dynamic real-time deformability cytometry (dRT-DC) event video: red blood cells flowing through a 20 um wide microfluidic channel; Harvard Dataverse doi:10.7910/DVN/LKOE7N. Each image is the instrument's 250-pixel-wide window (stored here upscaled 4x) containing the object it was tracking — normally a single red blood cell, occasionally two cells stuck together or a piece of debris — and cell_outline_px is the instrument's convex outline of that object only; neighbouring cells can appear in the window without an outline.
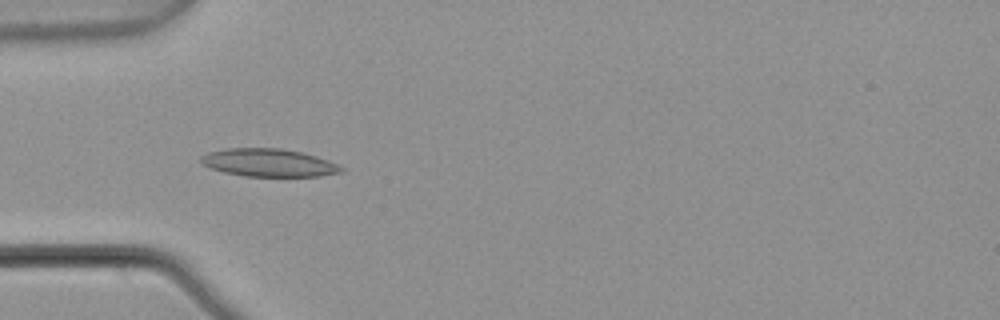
{"species": "common noctule bat (a hibernating species)", "species_latin": "Nyctalus noctula", "temperature_condition": "warm", "stored_images_in_passage": 5, "camera_frame_rate_fps": 3000, "um_per_image_px": 0.085, "animal": {"sex": "male", "body_mass_g": 21.5, "forearm_length_mm": 52.0}, "frame": {"image": 1, "passage_image": 4, "time_ms": 1.0, "image_size_px": [1000, 320], "cell_outline_px": [[344, 172], [320, 176], [244, 176], [224, 172], [208, 168], [200, 164], [200, 156], [208, 152], [224, 148], [280, 148], [304, 152], [328, 160], [344, 168]], "centroid_in_image_um": [22.8, 13.82], "position_along_channel_um": 62.2, "area_um2": 23.06}}
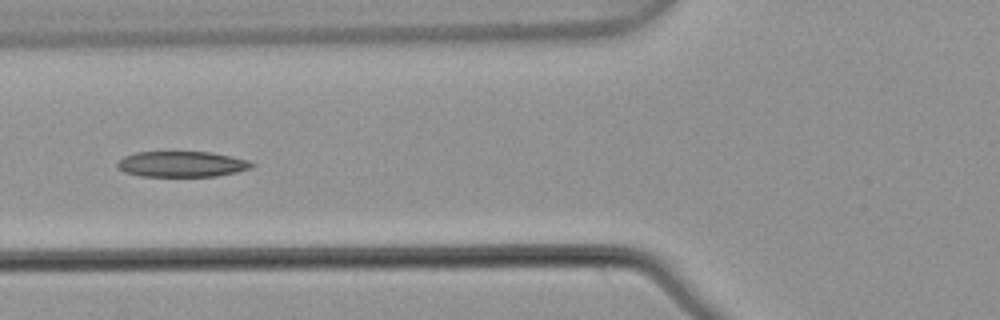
{"frame": {"image": 2, "passage_image": 5, "time_ms": 1.333, "image_size_px": [1000, 320], "cell_outline_px": [[256, 164], [252, 168], [236, 172], [216, 176], [140, 176], [124, 172], [116, 168], [116, 164], [124, 156], [136, 152], [212, 152], [248, 160]], "centroid_in_image_um": [15.45, 13.95], "position_along_channel_um": 110.4, "area_um2": 20.17}}